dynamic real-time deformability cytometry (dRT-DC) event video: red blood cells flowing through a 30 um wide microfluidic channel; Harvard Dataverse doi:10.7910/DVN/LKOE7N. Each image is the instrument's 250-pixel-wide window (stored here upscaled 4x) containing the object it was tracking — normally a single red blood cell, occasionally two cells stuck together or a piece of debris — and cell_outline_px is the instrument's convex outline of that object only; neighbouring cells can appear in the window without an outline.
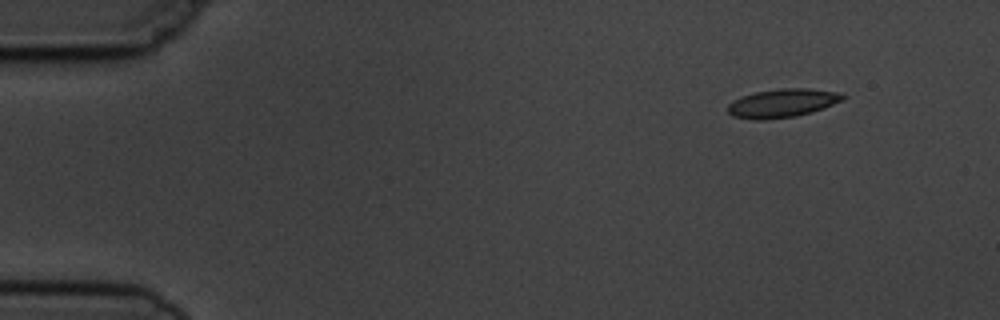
{"species": "common noctule bat (a hibernating species)", "species_latin": "Nyctalus noctula", "temperature_condition": "cold", "stored_images_in_passage": 4, "camera_frame_rate_fps": 3000, "um_per_image_px": 0.085, "animal": {"sex": "male", "body_mass_g": 19.5, "forearm_length_mm": 54.6}, "frame": {"image": 1, "passage_image": 1, "time_ms": 0.0, "image_size_px": [1000, 320], "cell_outline_px": [[848, 96], [844, 100], [824, 108], [812, 112], [796, 116], [764, 120], [752, 120], [732, 116], [728, 112], [728, 104], [732, 100], [740, 96], [756, 92], [780, 88], [808, 88], [844, 92]], "centroid_in_image_um": [66.55, 8.76], "position_along_channel_um": 18.5, "area_um2": 19.59}}